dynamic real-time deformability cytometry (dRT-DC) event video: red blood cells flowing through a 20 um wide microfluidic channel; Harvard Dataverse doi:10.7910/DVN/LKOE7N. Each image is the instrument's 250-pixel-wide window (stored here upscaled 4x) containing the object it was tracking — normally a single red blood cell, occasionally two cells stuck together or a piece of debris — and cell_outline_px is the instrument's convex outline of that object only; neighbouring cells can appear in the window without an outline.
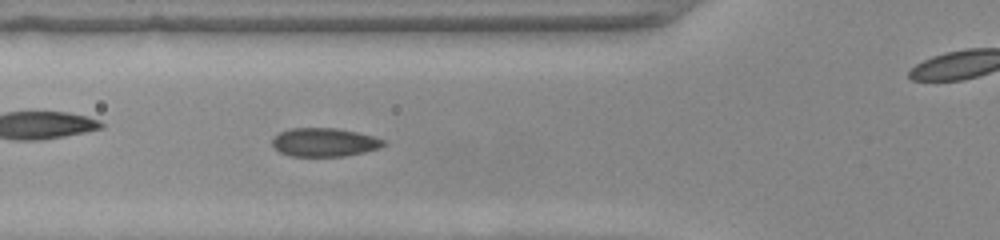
{"species": "common noctule bat (a hibernating species)", "species_latin": "Nyctalus noctula", "temperature_condition": "warm", "stored_images_in_passage": 48, "camera_frame_rate_fps": 3000, "um_per_image_px": 0.085, "animal": {"sex": "female", "body_mass_g": 22.0, "forearm_length_mm": 56.7}, "frame": {"image": 1, "passage_image": 14, "time_ms": 4.333, "image_size_px": [1000, 240], "cell_outline_px": [[380, 144], [368, 148], [352, 152], [288, 152], [280, 148], [276, 144], [276, 140], [280, 136], [292, 132], [344, 132], [376, 140]], "centroid_in_image_um": [27.53, 12.09], "position_along_channel_um": 98.3, "area_um2": 12.43}}
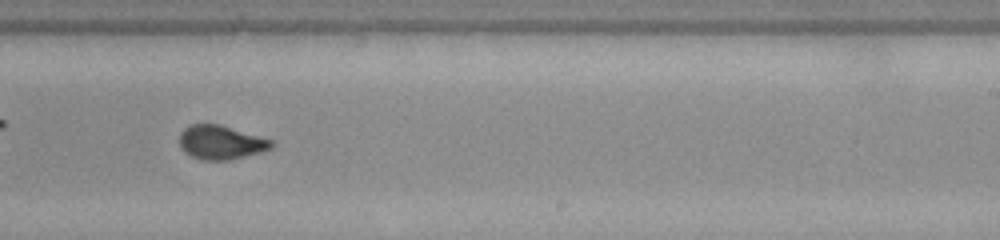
{"frame": {"image": 2, "passage_image": 27, "time_ms": 8.667, "image_size_px": [1000, 240], "cell_outline_px": [[268, 144], [264, 148], [228, 156], [204, 156], [192, 152], [184, 144], [184, 136], [192, 128], [224, 128], [264, 140]], "centroid_in_image_um": [18.77, 12.08], "position_along_channel_um": 270.2, "area_um2": 12.66}}
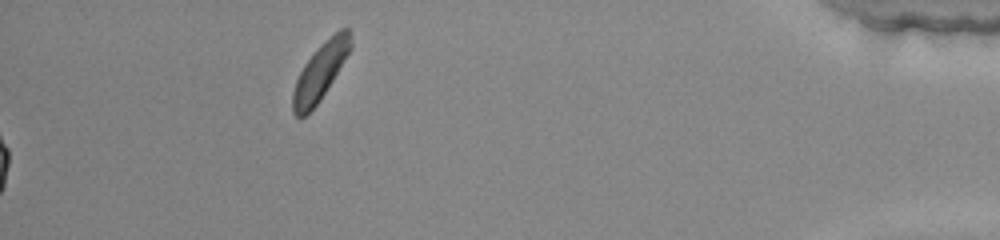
{"frame": {"image": 3, "passage_image": 48, "time_ms": 15.667, "image_size_px": [1000, 240], "cell_outline_px": [[348, 48], [344, 56], [328, 84], [312, 108], [308, 112], [300, 116], [296, 112], [296, 84], [304, 68], [312, 56], [324, 44], [340, 32], [344, 32]], "centroid_in_image_um": [27.15, 6.19], "position_along_channel_um": 408.1, "area_um2": 14.97}}